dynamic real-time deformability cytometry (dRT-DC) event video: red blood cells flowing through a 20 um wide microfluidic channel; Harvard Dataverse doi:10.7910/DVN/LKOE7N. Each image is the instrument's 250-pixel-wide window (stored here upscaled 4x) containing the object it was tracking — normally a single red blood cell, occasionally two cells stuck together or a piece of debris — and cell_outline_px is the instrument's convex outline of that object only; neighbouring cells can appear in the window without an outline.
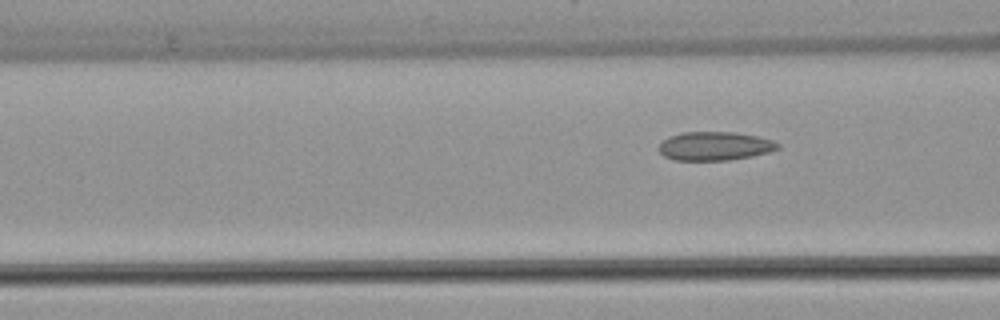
{"species": "common noctule bat (a hibernating species)", "species_latin": "Nyctalus noctula", "temperature_condition": "warm", "stored_images_in_passage": 6, "segment_of_instrument_passage": [2, 2], "camera_frame_rate_fps": 3000, "um_per_image_px": 0.085, "animal": {"sex": "female", "body_mass_g": 22.7, "forearm_length_mm": 54.2}, "frame": {"image": 1, "passage_image": 6, "time_ms": 6.667, "image_size_px": [1000, 320], "cell_outline_px": [[780, 148], [768, 152], [752, 156], [728, 160], [672, 160], [664, 156], [656, 148], [668, 136], [680, 132], [732, 132], [756, 136], [772, 140], [780, 144]], "centroid_in_image_um": [60.72, 12.41], "position_along_channel_um": 105.9, "area_um2": 19.94}}